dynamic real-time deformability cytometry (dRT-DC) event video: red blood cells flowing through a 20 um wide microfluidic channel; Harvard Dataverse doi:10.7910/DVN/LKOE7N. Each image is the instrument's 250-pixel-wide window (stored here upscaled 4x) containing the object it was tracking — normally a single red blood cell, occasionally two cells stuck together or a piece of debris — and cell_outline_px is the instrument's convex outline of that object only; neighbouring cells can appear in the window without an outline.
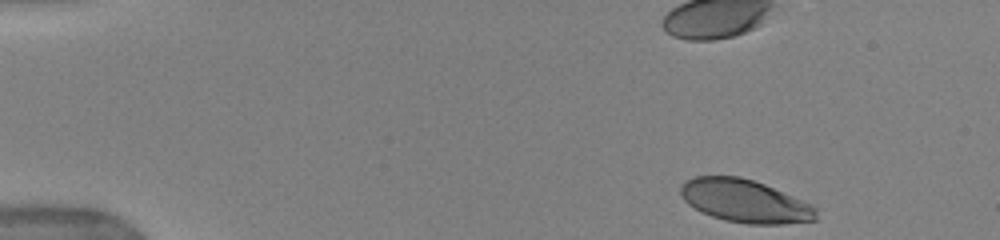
{"species": "human", "species_latin": "Homo sapiens", "temperature_condition": "warm", "stored_images_in_passage": 40, "camera_frame_rate_fps": 3000, "um_per_image_px": 0.085, "donor": {"sex": "female"}, "frame": {"image": 1, "passage_image": 1, "time_ms": 0.0, "image_size_px": [1000, 240], "cell_outline_px": [[816, 220], [784, 224], [748, 224], [724, 220], [700, 212], [688, 204], [684, 200], [680, 192], [680, 184], [696, 176], [740, 176], [764, 184], [812, 204], [816, 208]], "centroid_in_image_um": [63.3, 17.09], "position_along_channel_um": 21.7, "area_um2": 33.87}}